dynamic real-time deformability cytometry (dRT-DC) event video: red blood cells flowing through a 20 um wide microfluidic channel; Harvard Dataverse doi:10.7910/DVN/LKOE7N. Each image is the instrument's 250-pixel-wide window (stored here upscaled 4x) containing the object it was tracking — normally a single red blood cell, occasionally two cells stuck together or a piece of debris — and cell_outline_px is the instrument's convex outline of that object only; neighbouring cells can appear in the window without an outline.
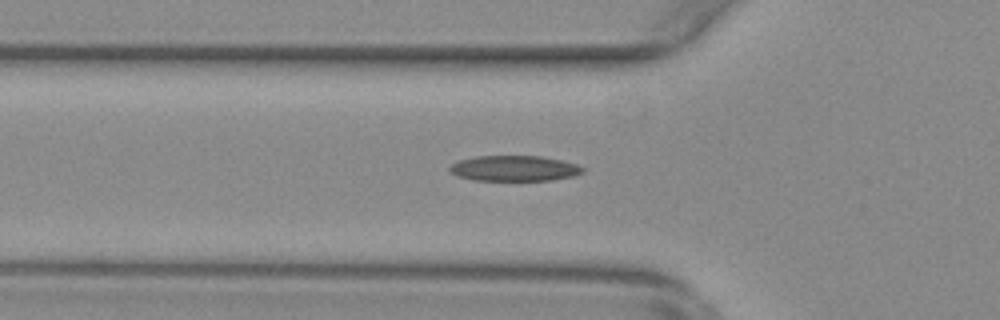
{"species": "common noctule bat (a hibernating species)", "species_latin": "Nyctalus noctula", "temperature_condition": "warm", "stored_images_in_passage": 45, "camera_frame_rate_fps": 3000, "um_per_image_px": 0.085, "animal": {"sex": "female", "body_mass_g": 29.2, "forearm_length_mm": 56.3}, "frame": {"image": 1, "passage_image": 9, "time_ms": 2.667, "image_size_px": [1000, 320], "cell_outline_px": [[584, 172], [572, 176], [552, 180], [472, 180], [456, 176], [448, 168], [452, 164], [460, 160], [476, 156], [540, 156], [560, 160], [576, 164], [584, 168]], "centroid_in_image_um": [43.7, 14.31], "position_along_channel_um": 82.1, "area_um2": 19.65}}
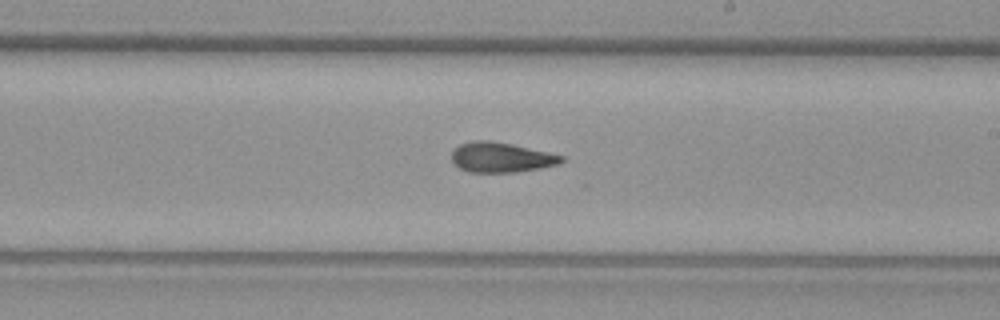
{"frame": {"image": 2, "passage_image": 22, "time_ms": 7.0, "image_size_px": [1000, 320], "cell_outline_px": [[564, 160], [560, 164], [540, 168], [516, 172], [468, 172], [460, 168], [452, 160], [452, 152], [460, 144], [476, 140], [488, 140], [512, 144], [548, 152], [564, 156]], "centroid_in_image_um": [42.62, 13.38], "position_along_channel_um": 246.4, "area_um2": 19.07}}
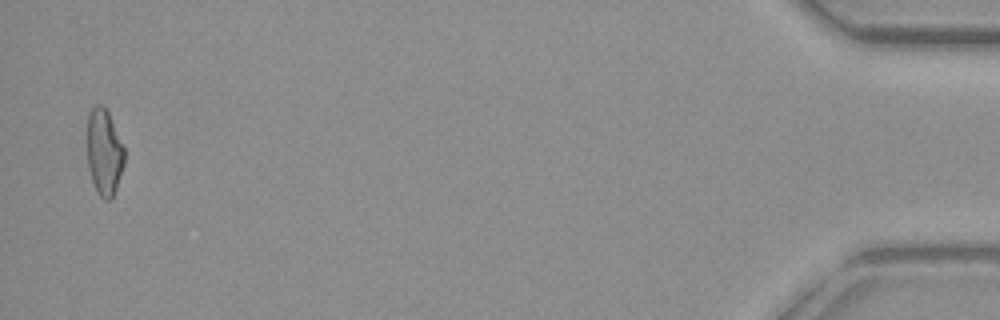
{"frame": {"image": 3, "passage_image": 44, "time_ms": 14.333, "image_size_px": [1000, 320], "cell_outline_px": [[124, 164], [112, 200], [104, 200], [100, 196], [92, 180], [88, 168], [88, 112], [96, 104], [100, 104], [108, 112], [124, 148]], "centroid_in_image_um": [8.85, 12.95], "position_along_channel_um": 426.3, "area_um2": 18.44}, "authors_computed_cell_mechanics": {"area_um2": 19.3052, "velocity_mm_per_s": 3.7788, "shape_relaxation_time_tau1_ms": null, "shape_relaxation_time_tau2_ms": 3.5365, "deformation_change_tau1": null, "deformation_change_tau2": 0.1239}}